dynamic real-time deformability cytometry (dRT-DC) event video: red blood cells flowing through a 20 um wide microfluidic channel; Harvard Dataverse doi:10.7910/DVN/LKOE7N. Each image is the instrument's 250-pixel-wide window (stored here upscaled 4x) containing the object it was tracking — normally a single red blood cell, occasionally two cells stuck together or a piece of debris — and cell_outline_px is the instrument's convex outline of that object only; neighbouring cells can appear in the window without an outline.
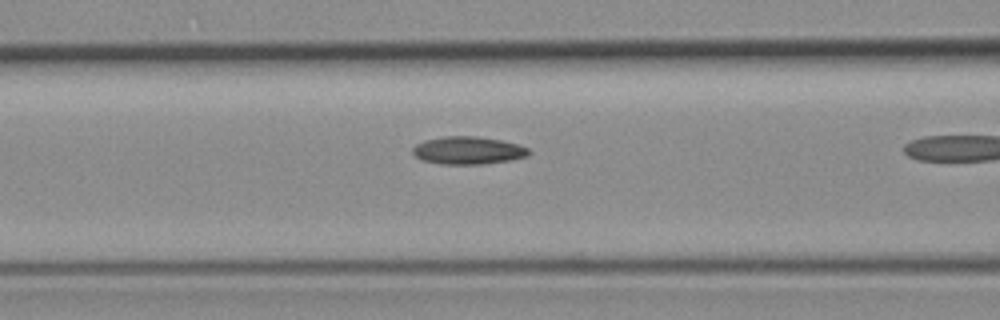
{"species": "common noctule bat (a hibernating species)", "species_latin": "Nyctalus noctula", "temperature_condition": "room temperature", "stored_images_in_passage": 7, "camera_frame_rate_fps": 3000, "um_per_image_px": 0.085, "animal": {"sex": "female", "body_mass_g": 19.3, "forearm_length_mm": 54.1}, "frame": {"image": 1, "passage_image": 6, "time_ms": 1.667, "image_size_px": [1000, 320], "cell_outline_px": [[532, 152], [528, 156], [512, 160], [484, 164], [440, 164], [424, 160], [416, 156], [412, 152], [412, 148], [416, 144], [424, 140], [444, 136], [476, 136], [500, 140], [516, 144], [528, 148]], "centroid_in_image_um": [39.8, 12.79], "position_along_channel_um": 126.8, "area_um2": 18.79}}